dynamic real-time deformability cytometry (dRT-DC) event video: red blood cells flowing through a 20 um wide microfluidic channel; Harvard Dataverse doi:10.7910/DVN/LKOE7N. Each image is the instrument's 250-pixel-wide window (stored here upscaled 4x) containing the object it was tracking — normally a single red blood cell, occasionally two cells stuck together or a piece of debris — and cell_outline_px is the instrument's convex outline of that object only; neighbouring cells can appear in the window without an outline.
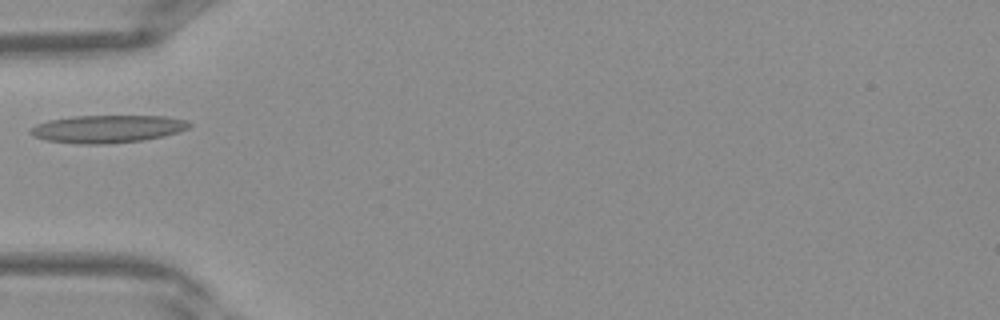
{"species": "Egyptian fruit bat (a non-hibernating species)", "species_latin": "Rousettus aegyptiacus", "temperature_condition": "warm", "stored_images_in_passage": 28, "camera_frame_rate_fps": 3000, "um_per_image_px": 0.085, "frame": {"image": 1, "passage_image": 1, "time_ms": 0.0, "image_size_px": [1000, 320], "cell_outline_px": [[192, 124], [188, 128], [180, 132], [164, 136], [140, 140], [104, 144], [80, 144], [48, 140], [36, 136], [28, 132], [36, 124], [48, 120], [72, 116], [168, 116], [188, 120]], "centroid_in_image_um": [9.19, 10.94], "position_along_channel_um": 75.8, "area_um2": 25.55}}
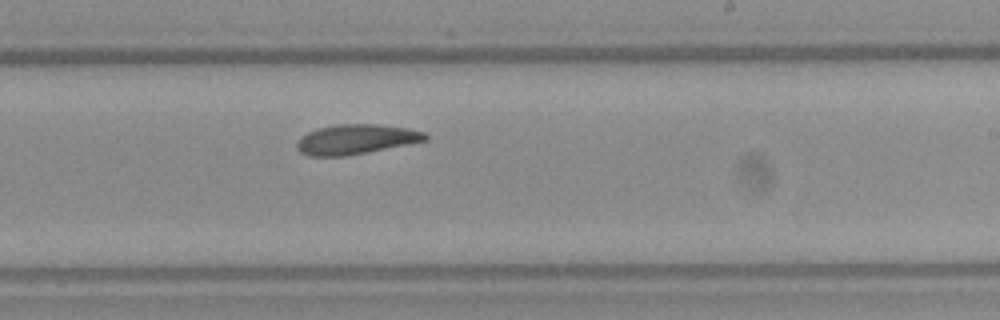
{"frame": {"image": 2, "passage_image": 12, "time_ms": 3.667, "image_size_px": [1000, 320], "cell_outline_px": [[428, 140], [344, 156], [308, 156], [300, 152], [296, 148], [296, 144], [300, 136], [316, 128], [336, 124], [380, 124], [408, 128], [424, 132], [428, 136]], "centroid_in_image_um": [30.21, 11.83], "position_along_channel_um": 258.8, "area_um2": 22.31}}
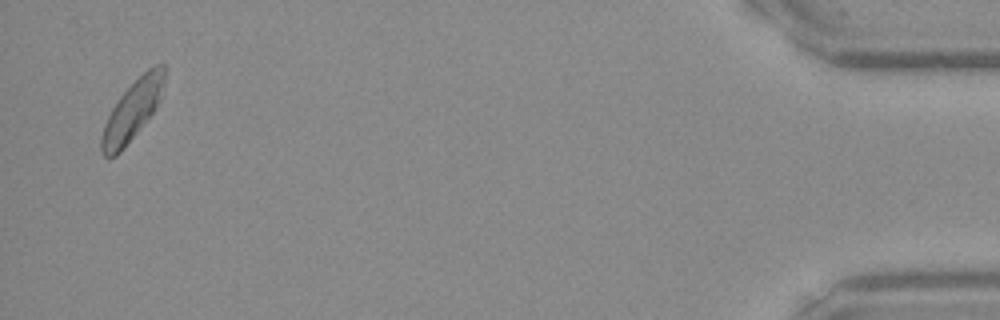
{"frame": {"image": 3, "passage_image": 27, "time_ms": 8.667, "image_size_px": [1000, 320], "cell_outline_px": [[168, 68], [160, 100], [156, 108], [124, 148], [116, 156], [104, 156], [100, 148], [100, 140], [104, 124], [112, 108], [120, 96], [148, 68], [156, 64], [164, 64]], "centroid_in_image_um": [11.28, 9.36], "position_along_channel_um": 423.9, "area_um2": 21.73}}